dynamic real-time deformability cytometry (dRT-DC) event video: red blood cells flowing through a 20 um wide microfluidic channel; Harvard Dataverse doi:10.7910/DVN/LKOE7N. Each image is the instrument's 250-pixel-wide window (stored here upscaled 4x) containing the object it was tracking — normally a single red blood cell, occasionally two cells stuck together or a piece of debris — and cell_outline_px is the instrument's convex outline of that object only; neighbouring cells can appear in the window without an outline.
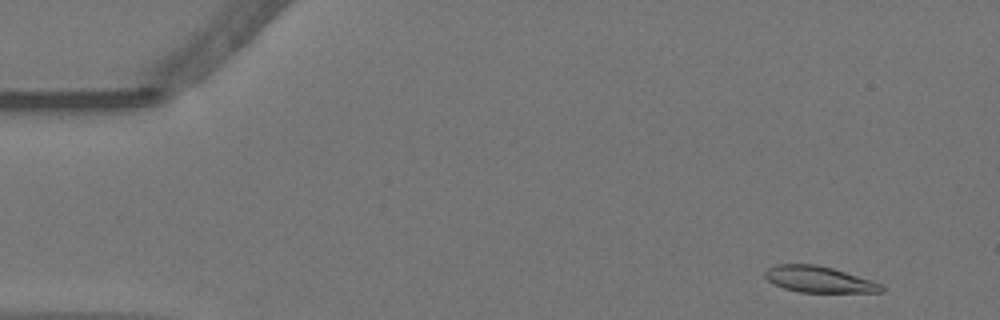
{"species": "Egyptian fruit bat (a non-hibernating species)", "species_latin": "Rousettus aegyptiacus", "temperature_condition": "warm", "stored_images_in_passage": 54, "camera_frame_rate_fps": 3000, "um_per_image_px": 0.085, "animal": {"sex": "female"}, "frame": {"image": 1, "passage_image": 2, "time_ms": 0.333, "image_size_px": [1000, 320], "cell_outline_px": [[884, 292], [800, 292], [784, 288], [772, 284], [764, 276], [764, 272], [768, 268], [776, 264], [816, 264], [832, 268], [872, 280], [884, 284]], "centroid_in_image_um": [69.61, 23.75], "position_along_channel_um": 15.4, "area_um2": 17.86}}
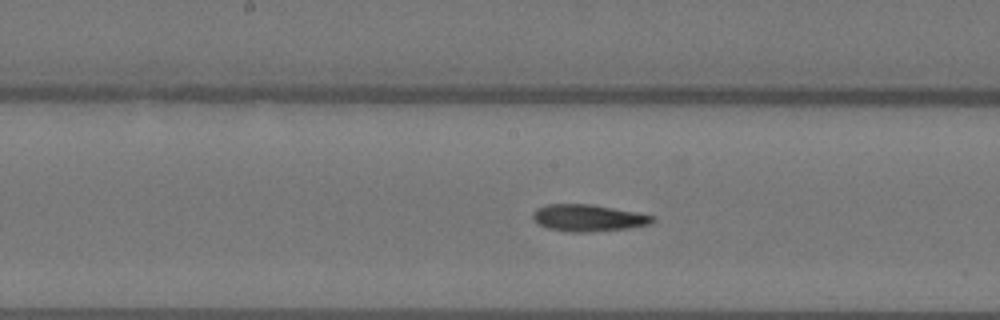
{"frame": {"image": 2, "passage_image": 26, "time_ms": 8.333, "image_size_px": [1000, 320], "cell_outline_px": [[656, 220], [652, 224], [628, 228], [592, 232], [568, 232], [548, 228], [540, 224], [532, 216], [532, 212], [536, 208], [548, 204], [592, 204], [636, 212], [656, 216]], "centroid_in_image_um": [50.04, 18.52], "position_along_channel_um": 198.2, "area_um2": 18.84}}
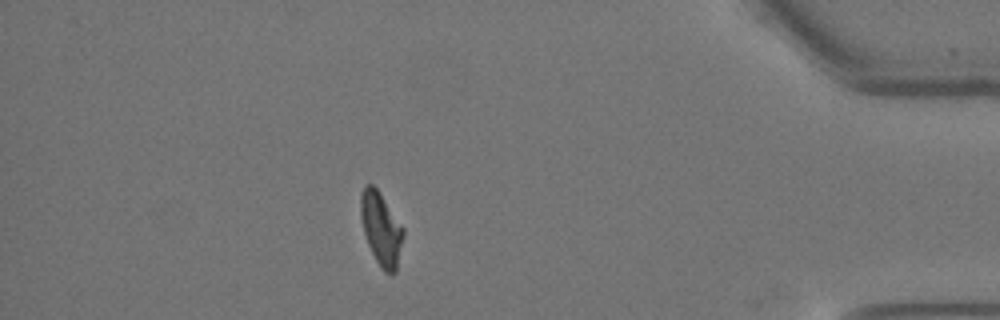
{"frame": {"image": 3, "passage_image": 47, "time_ms": 15.333, "image_size_px": [1000, 320], "cell_outline_px": [[404, 236], [396, 272], [384, 272], [380, 268], [368, 244], [364, 232], [360, 216], [360, 196], [364, 184], [372, 184], [380, 192], [404, 228]], "centroid_in_image_um": [32.39, 19.42], "position_along_channel_um": 402.8, "area_um2": 18.21}, "authors_computed_cell_mechanics": {"area_um2": 18.4382, "velocity_mm_per_s": 3.5762, "shape_relaxation_time_tau1_ms": null, "shape_relaxation_time_tau2_ms": 3.0726, "deformation_change_tau1": null, "deformation_change_tau2": 0.0981}}